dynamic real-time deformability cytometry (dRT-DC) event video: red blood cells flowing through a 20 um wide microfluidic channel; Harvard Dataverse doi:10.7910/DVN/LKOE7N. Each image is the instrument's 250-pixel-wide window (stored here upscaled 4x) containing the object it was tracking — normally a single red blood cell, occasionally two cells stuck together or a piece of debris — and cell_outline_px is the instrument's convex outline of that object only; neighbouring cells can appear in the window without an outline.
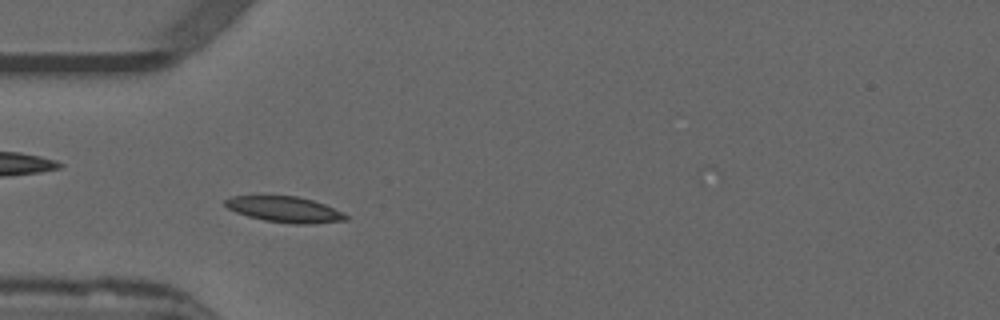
{"species": "common noctule bat (a hibernating species)", "species_latin": "Nyctalus noctula", "temperature_condition": "warm", "stored_images_in_passage": 48, "camera_frame_rate_fps": 3000, "um_per_image_px": 0.085, "animal": {"sex": "male", "forearm_length_mm": 52.5}, "frame": {"image": 1, "passage_image": 10, "time_ms": 3.0, "image_size_px": [1000, 320], "cell_outline_px": [[348, 220], [312, 224], [292, 224], [264, 220], [248, 216], [236, 212], [228, 208], [224, 204], [224, 200], [232, 196], [296, 196], [312, 200], [324, 204], [344, 212], [348, 216]], "centroid_in_image_um": [24.23, 17.81], "position_along_channel_um": 60.8, "area_um2": 18.15}}
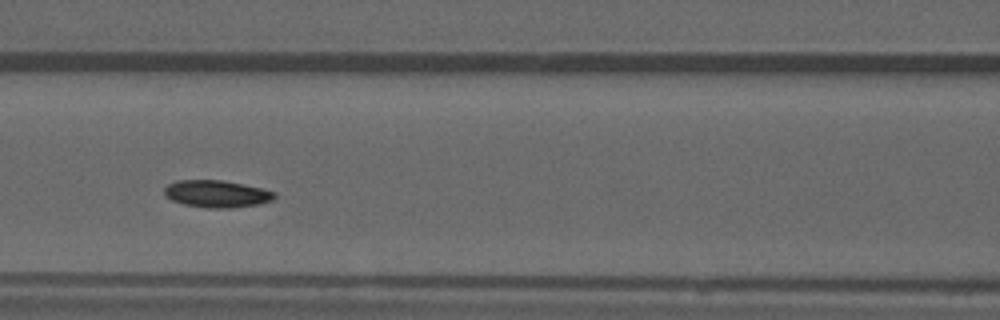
{"frame": {"image": 2, "passage_image": 17, "time_ms": 5.333, "image_size_px": [1000, 320], "cell_outline_px": [[276, 196], [272, 200], [260, 204], [232, 208], [208, 208], [184, 204], [172, 200], [164, 196], [164, 188], [168, 184], [180, 180], [224, 180], [244, 184], [276, 192]], "centroid_in_image_um": [18.43, 16.48], "position_along_channel_um": 148.2, "area_um2": 17.51}}
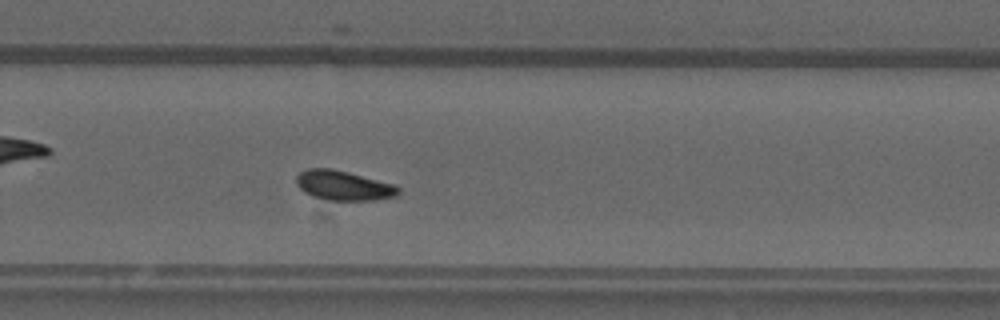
{"frame": {"image": 3, "passage_image": 29, "time_ms": 9.333, "image_size_px": [1000, 320], "cell_outline_px": [[400, 192], [396, 196], [376, 200], [328, 200], [312, 196], [304, 192], [296, 184], [296, 176], [300, 172], [308, 168], [332, 168], [396, 184], [400, 188]], "centroid_in_image_um": [29.21, 15.76], "position_along_channel_um": 300.6, "area_um2": 17.8}, "authors_computed_cell_mechanics": {"area_um2": 17.0799, "velocity_mm_per_s": 3.8283, "shape_relaxation_time_tau1_ms": 4.6519, "shape_relaxation_time_tau2_ms": 3.066, "deformation_change_tau1": 0.1158, "deformation_change_tau2": 0.0599}}